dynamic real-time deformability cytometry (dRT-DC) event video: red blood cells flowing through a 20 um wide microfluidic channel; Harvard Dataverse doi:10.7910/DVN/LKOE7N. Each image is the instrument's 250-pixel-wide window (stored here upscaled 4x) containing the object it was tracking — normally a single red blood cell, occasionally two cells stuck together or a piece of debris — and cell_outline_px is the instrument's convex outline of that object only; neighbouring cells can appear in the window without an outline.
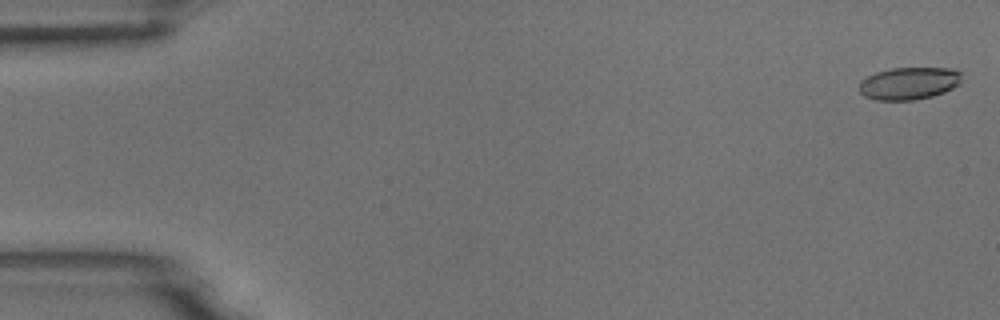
{"species": "common noctule bat (a hibernating species)", "species_latin": "Nyctalus noctula", "temperature_condition": "room temperature", "stored_images_in_passage": 55, "camera_frame_rate_fps": 3000, "um_per_image_px": 0.085, "animal": {"sex": "male", "body_mass_g": 18.8}, "frame": {"image": 1, "passage_image": 2, "time_ms": 0.333, "image_size_px": [1000, 320], "cell_outline_px": [[960, 84], [944, 92], [932, 96], [912, 100], [876, 100], [864, 96], [860, 92], [860, 80], [876, 72], [892, 68], [952, 68], [960, 72]], "centroid_in_image_um": [77.25, 7.08], "position_along_channel_um": 7.7, "area_um2": 19.31}}
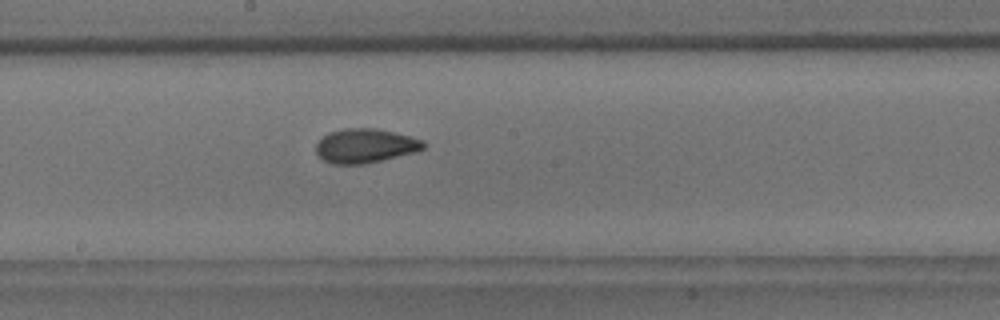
{"frame": {"image": 2, "passage_image": 30, "time_ms": 9.667, "image_size_px": [1000, 320], "cell_outline_px": [[424, 148], [416, 152], [364, 164], [332, 164], [316, 156], [316, 144], [328, 132], [344, 128], [376, 128], [424, 140]], "centroid_in_image_um": [31.01, 12.39], "position_along_channel_um": 217.2, "area_um2": 21.39}}
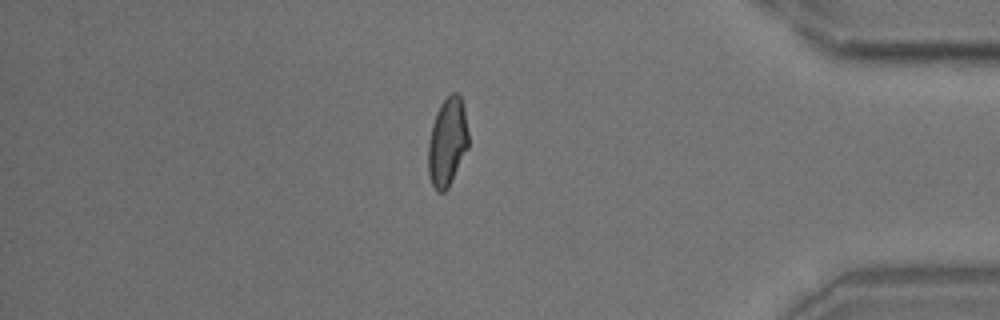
{"frame": {"image": 3, "passage_image": 47, "time_ms": 15.333, "image_size_px": [1000, 320], "cell_outline_px": [[468, 148], [448, 188], [444, 192], [436, 192], [432, 184], [428, 172], [428, 140], [432, 124], [436, 112], [440, 104], [452, 92], [456, 92], [460, 96], [464, 108], [468, 132]], "centroid_in_image_um": [38.01, 12.08], "position_along_channel_um": 397.2, "area_um2": 20.81}, "authors_computed_cell_mechanics": {"area_um2": 20.6346, "velocity_mm_per_s": 3.7403, "shape_relaxation_time_tau1_ms": 4.9805, "shape_relaxation_time_tau2_ms": 1.7931, "deformation_change_tau1": 0.1557, "deformation_change_tau2": 0.0668}}